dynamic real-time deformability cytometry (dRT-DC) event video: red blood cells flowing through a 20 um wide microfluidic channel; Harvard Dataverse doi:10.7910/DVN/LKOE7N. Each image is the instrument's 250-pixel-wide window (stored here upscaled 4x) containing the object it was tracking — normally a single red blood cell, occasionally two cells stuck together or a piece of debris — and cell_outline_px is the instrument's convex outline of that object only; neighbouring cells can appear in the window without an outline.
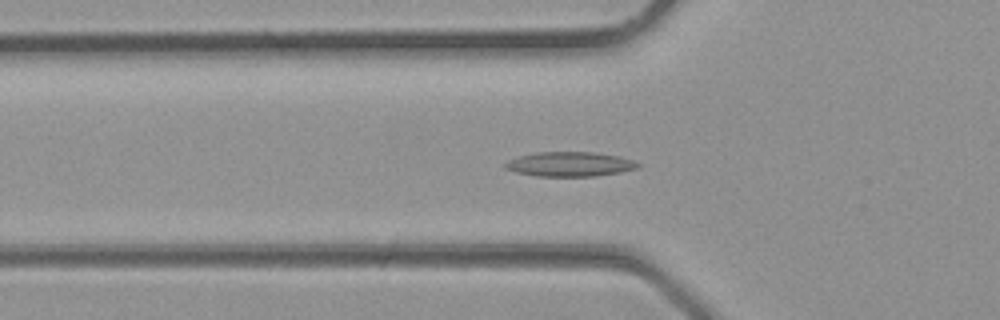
{"species": "common noctule bat (a hibernating species)", "species_latin": "Nyctalus noctula", "temperature_condition": "room temperature", "stored_images_in_passage": 31, "camera_frame_rate_fps": 3000, "um_per_image_px": 0.085, "animal": {"sex": "male", "body_mass_g": 23.1, "forearm_length_mm": 52.7}, "frame": {"image": 1, "passage_image": 11, "time_ms": 3.333, "image_size_px": [1000, 320], "cell_outline_px": [[640, 168], [620, 172], [596, 176], [536, 176], [516, 172], [504, 168], [504, 164], [508, 160], [520, 156], [536, 152], [592, 152], [620, 156], [632, 160], [640, 164]], "centroid_in_image_um": [48.45, 13.95], "position_along_channel_um": 77.4, "area_um2": 19.02}}
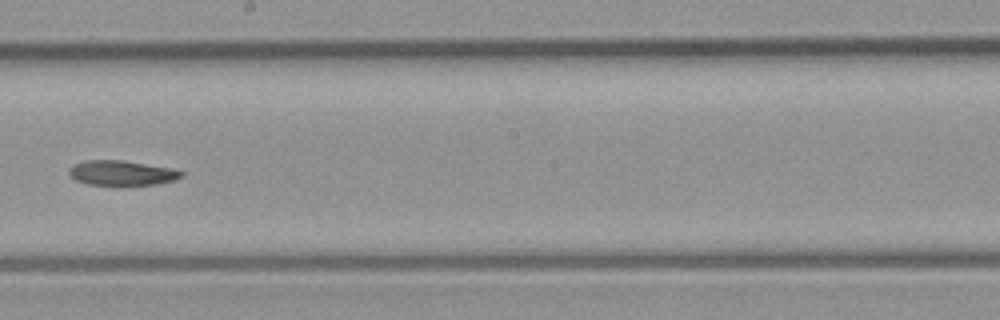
{"frame": {"image": 2, "passage_image": 19, "time_ms": 6.0, "image_size_px": [1000, 320], "cell_outline_px": [[184, 176], [176, 180], [152, 184], [120, 188], [88, 184], [76, 180], [68, 172], [68, 168], [72, 164], [84, 160], [124, 160], [172, 168], [184, 172]], "centroid_in_image_um": [10.34, 14.73], "position_along_channel_um": 237.9, "area_um2": 17.11}}
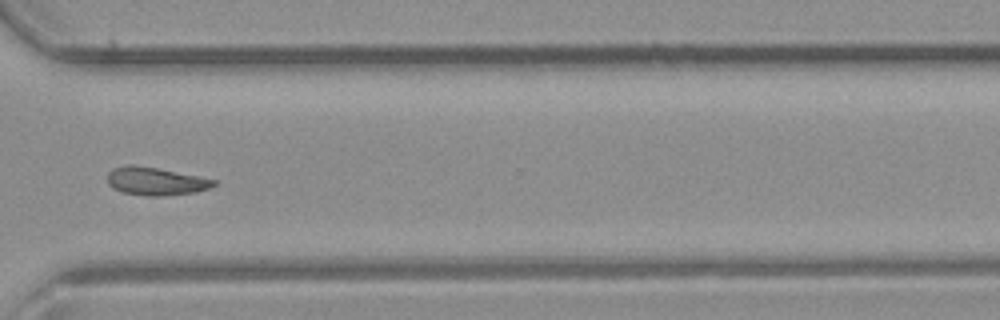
{"frame": {"image": 3, "passage_image": 25, "time_ms": 8.0, "image_size_px": [1000, 320], "cell_outline_px": [[216, 184], [208, 188], [196, 192], [164, 196], [148, 196], [124, 192], [112, 188], [108, 184], [108, 172], [112, 168], [128, 164], [132, 164], [156, 168], [216, 180]], "centroid_in_image_um": [13.19, 15.4], "position_along_channel_um": 357.4, "area_um2": 17.17}}